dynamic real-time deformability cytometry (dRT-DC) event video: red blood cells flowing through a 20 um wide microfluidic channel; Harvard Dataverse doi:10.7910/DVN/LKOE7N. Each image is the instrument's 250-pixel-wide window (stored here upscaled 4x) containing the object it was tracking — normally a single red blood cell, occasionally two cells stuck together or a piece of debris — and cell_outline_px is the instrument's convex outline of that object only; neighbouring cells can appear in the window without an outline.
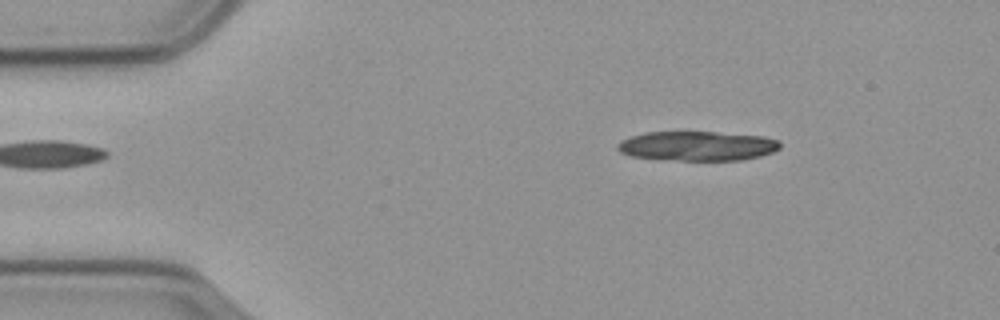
{"species": "common noctule bat (a hibernating species)", "species_latin": "Nyctalus noctula", "temperature_condition": "cold", "stored_images_in_passage": 11, "camera_frame_rate_fps": 3000, "um_per_image_px": 0.085, "animal": {"sex": "male", "body_mass_g": 23.1, "forearm_length_mm": 52.7}, "frame": {"image": 1, "passage_image": 1, "time_ms": 0.0, "image_size_px": [1000, 320], "cell_outline_px": [[780, 148], [772, 152], [760, 156], [740, 160], [680, 160], [632, 156], [620, 152], [616, 148], [616, 144], [620, 140], [644, 132], [716, 132], [764, 136], [776, 140], [780, 144]], "centroid_in_image_um": [59.25, 12.4], "position_along_channel_um": 25.7, "area_um2": 27.8}}